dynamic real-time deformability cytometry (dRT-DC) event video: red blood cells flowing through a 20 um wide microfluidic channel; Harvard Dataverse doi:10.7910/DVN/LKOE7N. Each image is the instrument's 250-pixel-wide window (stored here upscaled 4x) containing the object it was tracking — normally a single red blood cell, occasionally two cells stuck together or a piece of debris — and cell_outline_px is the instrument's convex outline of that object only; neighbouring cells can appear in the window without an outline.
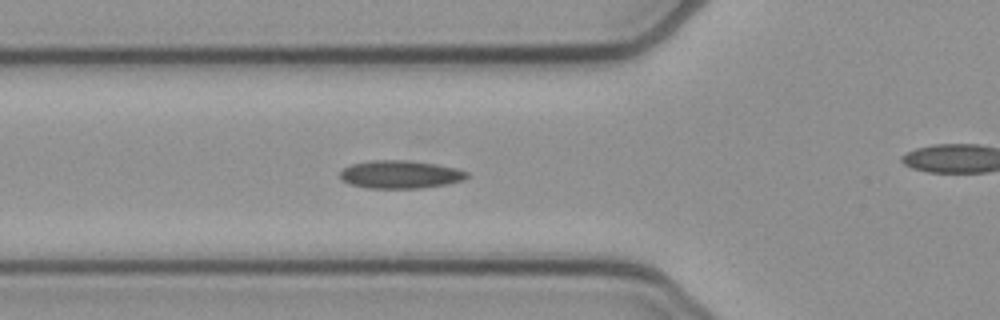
{"species": "common noctule bat (a hibernating species)", "species_latin": "Nyctalus noctula", "temperature_condition": "cold", "stored_images_in_passage": 19, "camera_frame_rate_fps": 3000, "um_per_image_px": 0.085, "animal": {"sex": "female", "body_mass_g": 21.9}, "frame": {"image": 1, "passage_image": 19, "time_ms": 6.0, "image_size_px": [1000, 320], "cell_outline_px": [[468, 176], [464, 180], [448, 184], [424, 188], [368, 188], [348, 184], [340, 180], [340, 172], [344, 168], [352, 164], [372, 160], [404, 160], [436, 164], [456, 168], [468, 172]], "centroid_in_image_um": [34.02, 14.84], "position_along_channel_um": 91.8, "area_um2": 20.81}}